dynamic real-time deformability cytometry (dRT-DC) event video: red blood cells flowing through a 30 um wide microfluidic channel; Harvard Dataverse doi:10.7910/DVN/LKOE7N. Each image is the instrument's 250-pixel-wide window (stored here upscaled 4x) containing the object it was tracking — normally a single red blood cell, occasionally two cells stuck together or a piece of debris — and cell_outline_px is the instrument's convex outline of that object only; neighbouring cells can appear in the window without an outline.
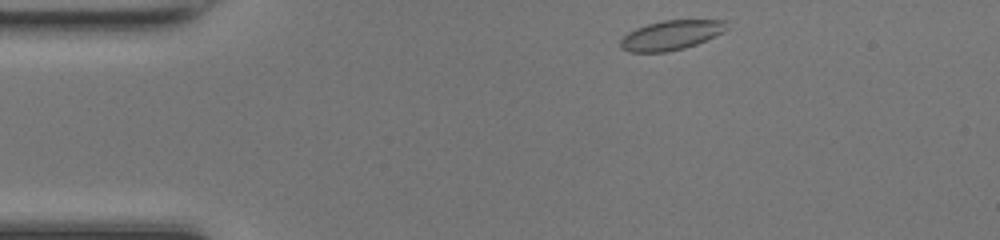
{"species": "common noctule bat (a hibernating species)", "species_latin": "Nyctalus noctula", "temperature_condition": "room temperature", "stored_images_in_passage": 41, "camera_frame_rate_fps": 3000, "um_per_image_px": 0.085, "animal": {"sex": "female", "body_mass_g": 17.0, "forearm_length_mm": 48.0}, "frame": {"image": 1, "passage_image": 1, "time_ms": 0.0, "image_size_px": [1000, 240], "cell_outline_px": [[728, 28], [724, 32], [696, 44], [684, 48], [664, 52], [628, 52], [620, 48], [620, 40], [628, 32], [636, 28], [648, 24], [664, 20], [724, 20]], "centroid_in_image_um": [57.02, 2.99], "position_along_channel_um": 28.0, "area_um2": 18.21}}
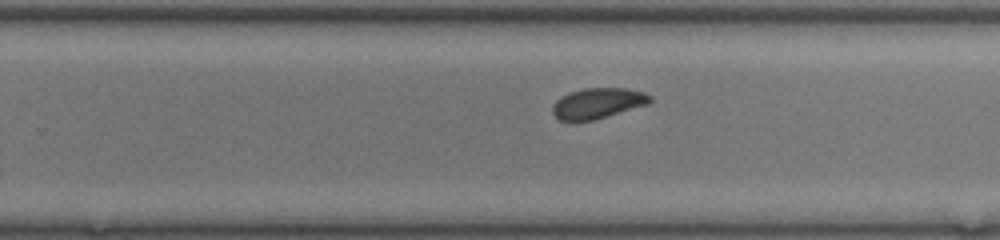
{"frame": {"image": 2, "passage_image": 23, "time_ms": 7.333, "image_size_px": [1000, 240], "cell_outline_px": [[652, 100], [648, 104], [592, 120], [572, 124], [560, 120], [552, 112], [552, 104], [560, 96], [568, 92], [584, 88], [628, 88], [644, 92], [652, 96]], "centroid_in_image_um": [50.75, 8.79], "position_along_channel_um": 279.0, "area_um2": 17.74}}
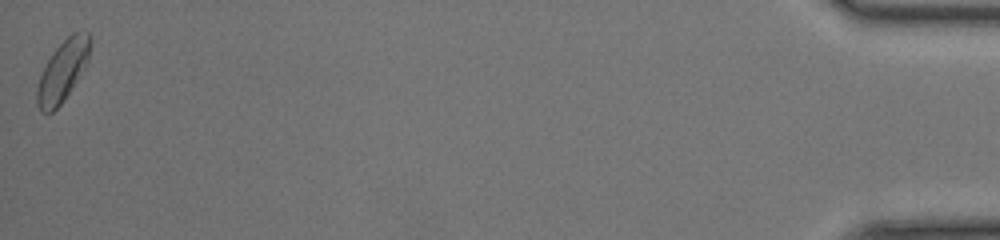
{"frame": {"image": 3, "passage_image": 41, "time_ms": 13.333, "image_size_px": [1000, 240], "cell_outline_px": [[92, 40], [88, 60], [84, 68], [64, 100], [52, 112], [40, 112], [36, 104], [36, 88], [40, 76], [52, 52], [72, 32], [88, 32]], "centroid_in_image_um": [5.32, 6.02], "position_along_channel_um": 429.9, "area_um2": 18.73}, "authors_computed_cell_mechanics": {"area_um2": 18.0336, "velocity_mm_per_s": 4.2518, "shape_relaxation_time_tau1_ms": 2.6209, "shape_relaxation_time_tau2_ms": null, "deformation_change_tau1": 0.0578, "deformation_change_tau2": null}}